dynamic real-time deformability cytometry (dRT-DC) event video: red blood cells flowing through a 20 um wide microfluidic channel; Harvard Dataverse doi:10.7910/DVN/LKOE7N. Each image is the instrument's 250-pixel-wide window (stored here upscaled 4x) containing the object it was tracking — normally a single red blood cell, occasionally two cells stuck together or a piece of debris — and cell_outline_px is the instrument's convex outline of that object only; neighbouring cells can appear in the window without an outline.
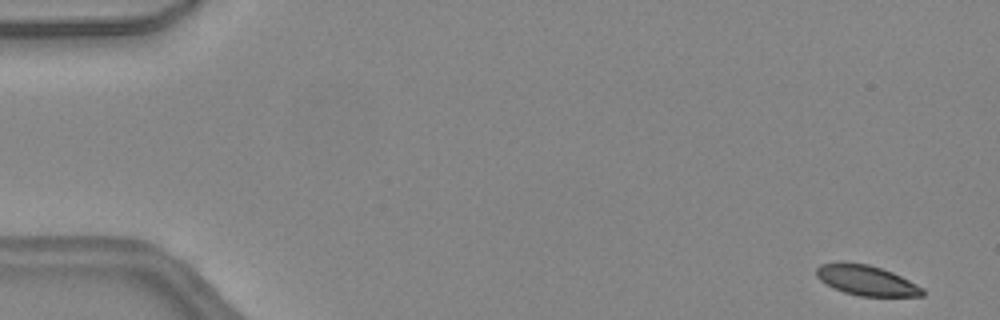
{"species": "common noctule bat (a hibernating species)", "species_latin": "Nyctalus noctula", "temperature_condition": "warm", "stored_images_in_passage": 45, "camera_frame_rate_fps": 3000, "um_per_image_px": 0.085, "animal": {"sex": "female", "body_mass_g": 24.6, "forearm_length_mm": 56.2}, "frame": {"image": 1, "passage_image": 1, "time_ms": 0.0, "image_size_px": [1000, 320], "cell_outline_px": [[924, 296], [860, 296], [844, 292], [820, 280], [816, 276], [816, 268], [820, 264], [844, 260], [868, 264], [892, 272], [924, 288]], "centroid_in_image_um": [73.62, 23.8], "position_along_channel_um": 11.4, "area_um2": 18.73}}
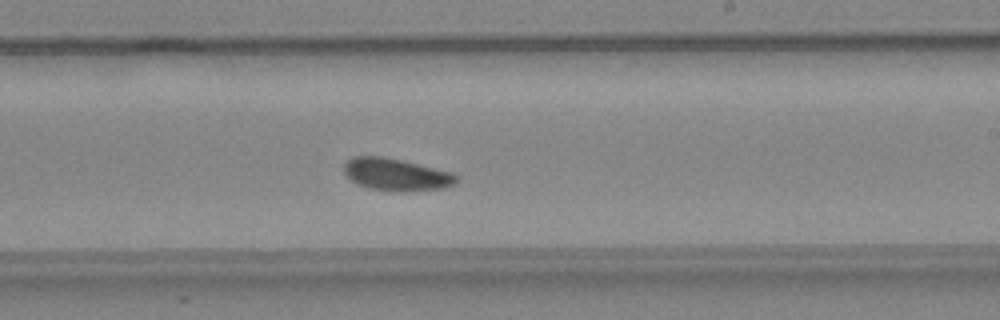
{"frame": {"image": 2, "passage_image": 27, "time_ms": 8.667, "image_size_px": [1000, 320], "cell_outline_px": [[460, 180], [444, 188], [408, 192], [404, 192], [368, 188], [356, 184], [344, 172], [344, 164], [352, 156], [384, 156], [452, 172]], "centroid_in_image_um": [33.67, 14.84], "position_along_channel_um": 255.3, "area_um2": 21.15}}
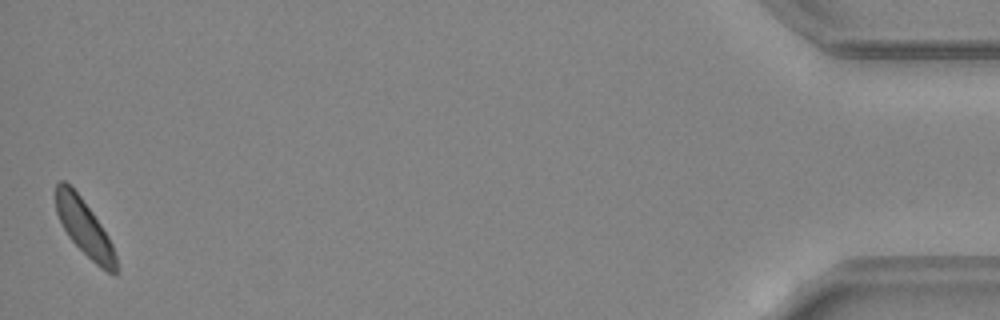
{"frame": {"image": 3, "passage_image": 45, "time_ms": 14.667, "image_size_px": [1000, 320], "cell_outline_px": [[120, 272], [116, 276], [100, 268], [68, 236], [56, 212], [56, 184], [60, 180], [64, 180], [80, 196], [92, 212], [108, 236], [112, 244], [120, 268]], "centroid_in_image_um": [7.23, 19.42], "position_along_channel_um": 428.0, "area_um2": 19.54}, "authors_computed_cell_mechanics": {"area_um2": 20.519, "velocity_mm_per_s": 4.4451, "shape_relaxation_time_tau1_ms": 2.3001, "shape_relaxation_time_tau2_ms": null, "deformation_change_tau1": 0.0763, "deformation_change_tau2": null}}